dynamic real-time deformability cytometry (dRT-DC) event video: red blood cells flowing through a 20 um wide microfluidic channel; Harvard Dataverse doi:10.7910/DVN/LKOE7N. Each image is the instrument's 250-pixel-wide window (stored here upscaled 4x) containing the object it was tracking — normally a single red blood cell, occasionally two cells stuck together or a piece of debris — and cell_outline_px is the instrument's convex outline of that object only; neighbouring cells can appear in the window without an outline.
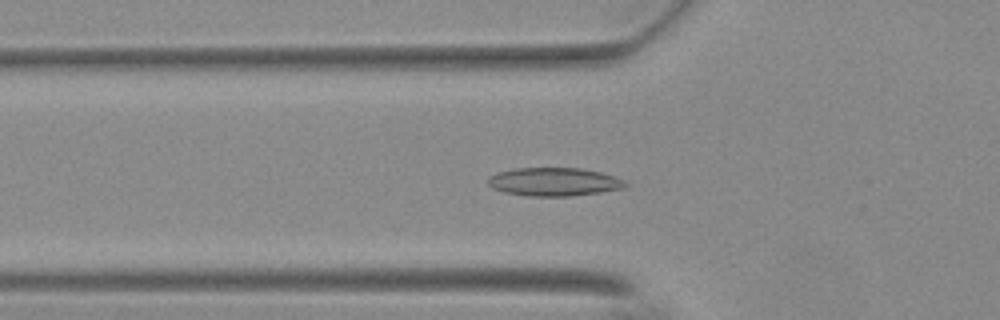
{"species": "Egyptian fruit bat (a non-hibernating species)", "species_latin": "Rousettus aegyptiacus", "temperature_condition": "warm", "stored_images_in_passage": 55, "camera_frame_rate_fps": 3000, "um_per_image_px": 0.085, "animal": {"sex": "female"}, "frame": {"image": 1, "passage_image": 19, "time_ms": 6.0, "image_size_px": [1000, 320], "cell_outline_px": [[628, 184], [624, 188], [600, 192], [568, 196], [528, 196], [504, 192], [492, 188], [488, 184], [488, 176], [500, 172], [516, 168], [580, 168], [600, 172], [624, 180]], "centroid_in_image_um": [47.07, 15.46], "position_along_channel_um": 78.7, "area_um2": 22.54}}
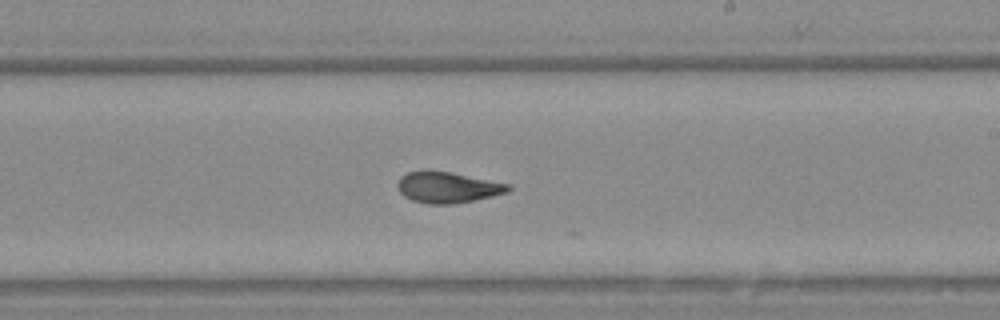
{"frame": {"image": 2, "passage_image": 33, "time_ms": 10.667, "image_size_px": [1000, 320], "cell_outline_px": [[512, 188], [508, 192], [492, 196], [452, 204], [428, 204], [412, 200], [404, 196], [396, 188], [396, 184], [400, 176], [408, 172], [428, 168], [452, 172], [512, 184]], "centroid_in_image_um": [38.02, 15.89], "position_along_channel_um": 251.0, "area_um2": 20.52}}
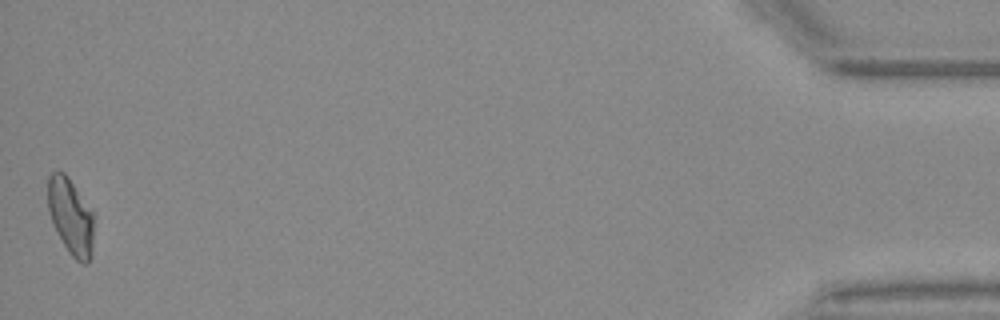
{"frame": {"image": 3, "passage_image": 55, "time_ms": 18.0, "image_size_px": [1000, 320], "cell_outline_px": [[92, 256], [88, 264], [84, 264], [76, 260], [68, 252], [48, 212], [48, 176], [52, 172], [64, 172], [68, 176], [92, 212]], "centroid_in_image_um": [6.0, 18.41], "position_along_channel_um": 429.2, "area_um2": 20.0}, "authors_computed_cell_mechanics": {"area_um2": 20.5768, "velocity_mm_per_s": 3.6922, "shape_relaxation_time_tau1_ms": 8.052, "shape_relaxation_time_tau2_ms": 1.8881, "deformation_change_tau1": 0.1886, "deformation_change_tau2": 0.0861}}